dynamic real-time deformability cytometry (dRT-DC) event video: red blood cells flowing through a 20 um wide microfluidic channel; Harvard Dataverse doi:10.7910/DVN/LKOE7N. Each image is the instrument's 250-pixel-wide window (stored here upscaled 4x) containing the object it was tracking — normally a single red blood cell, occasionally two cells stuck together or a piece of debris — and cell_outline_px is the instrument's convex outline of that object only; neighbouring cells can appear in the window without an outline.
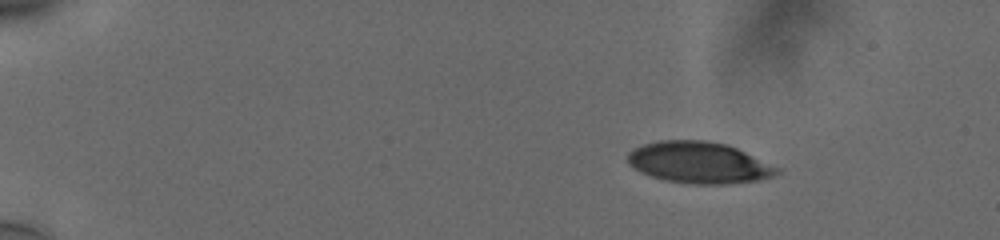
{"species": "human", "species_latin": "Homo sapiens", "temperature_condition": "cold", "stored_images_in_passage": 48, "camera_frame_rate_fps": 3000, "um_per_image_px": 0.085, "donor": {"sex": "male"}, "frame": {"image": 1, "passage_image": 1, "time_ms": 0.0, "image_size_px": [1000, 240], "cell_outline_px": [[780, 172], [772, 176], [756, 180], [724, 184], [692, 184], [664, 180], [648, 176], [632, 168], [628, 164], [628, 152], [644, 144], [660, 140], [704, 140], [724, 144], [736, 148], [780, 168]], "centroid_in_image_um": [59.36, 13.83], "position_along_channel_um": 25.6, "area_um2": 35.89}}
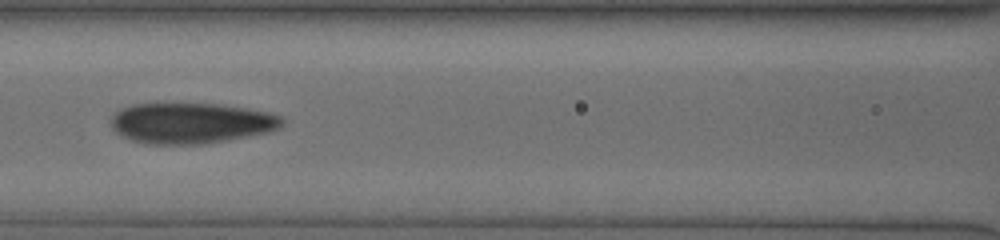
{"frame": {"image": 2, "passage_image": 20, "time_ms": 6.333, "image_size_px": [1000, 240], "cell_outline_px": [[284, 124], [280, 128], [268, 132], [228, 140], [204, 144], [144, 144], [132, 140], [116, 132], [112, 128], [108, 120], [120, 108], [132, 104], [216, 104], [244, 108], [264, 112], [280, 116], [284, 120]], "centroid_in_image_um": [16.2, 10.47], "position_along_channel_um": 150.4, "area_um2": 40.52}}
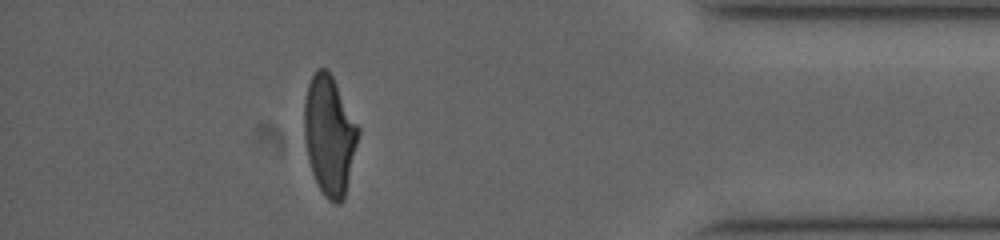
{"frame": {"image": 3, "passage_image": 43, "time_ms": 14.0, "image_size_px": [1000, 240], "cell_outline_px": [[360, 132], [344, 200], [340, 204], [332, 204], [324, 196], [312, 172], [308, 160], [304, 140], [304, 100], [308, 84], [316, 68], [324, 68], [332, 76], [360, 128]], "centroid_in_image_um": [28.0, 11.52], "position_along_channel_um": 407.2, "area_um2": 37.69}, "authors_computed_cell_mechanics": {"area_um2": 38.9572, "velocity_mm_per_s": 3.7828, "shape_relaxation_time_tau1_ms": null, "shape_relaxation_time_tau2_ms": 1.2915, "deformation_change_tau1": null, "deformation_change_tau2": 0.0868}}